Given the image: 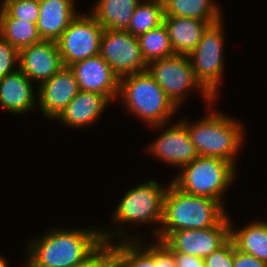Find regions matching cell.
Masks as SVG:
<instances>
[{
	"instance_id": "cell-1",
	"label": "cell",
	"mask_w": 267,
	"mask_h": 267,
	"mask_svg": "<svg viewBox=\"0 0 267 267\" xmlns=\"http://www.w3.org/2000/svg\"><path fill=\"white\" fill-rule=\"evenodd\" d=\"M100 228L54 227L27 244L25 267H77L102 245Z\"/></svg>"
},
{
	"instance_id": "cell-2",
	"label": "cell",
	"mask_w": 267,
	"mask_h": 267,
	"mask_svg": "<svg viewBox=\"0 0 267 267\" xmlns=\"http://www.w3.org/2000/svg\"><path fill=\"white\" fill-rule=\"evenodd\" d=\"M226 216L225 206L220 201L185 193L171 182L164 195L161 226L153 235L163 241L174 231L216 226Z\"/></svg>"
},
{
	"instance_id": "cell-3",
	"label": "cell",
	"mask_w": 267,
	"mask_h": 267,
	"mask_svg": "<svg viewBox=\"0 0 267 267\" xmlns=\"http://www.w3.org/2000/svg\"><path fill=\"white\" fill-rule=\"evenodd\" d=\"M181 122L187 128L199 156L219 158L236 167L237 153L245 136L243 126L237 119L212 109L194 124L184 120Z\"/></svg>"
},
{
	"instance_id": "cell-4",
	"label": "cell",
	"mask_w": 267,
	"mask_h": 267,
	"mask_svg": "<svg viewBox=\"0 0 267 267\" xmlns=\"http://www.w3.org/2000/svg\"><path fill=\"white\" fill-rule=\"evenodd\" d=\"M117 98H122L125 110L151 128L169 123L178 110L147 70L121 77Z\"/></svg>"
},
{
	"instance_id": "cell-5",
	"label": "cell",
	"mask_w": 267,
	"mask_h": 267,
	"mask_svg": "<svg viewBox=\"0 0 267 267\" xmlns=\"http://www.w3.org/2000/svg\"><path fill=\"white\" fill-rule=\"evenodd\" d=\"M231 162L219 158L198 156L181 167L172 183L181 191L224 202V193L235 180L236 169Z\"/></svg>"
},
{
	"instance_id": "cell-6",
	"label": "cell",
	"mask_w": 267,
	"mask_h": 267,
	"mask_svg": "<svg viewBox=\"0 0 267 267\" xmlns=\"http://www.w3.org/2000/svg\"><path fill=\"white\" fill-rule=\"evenodd\" d=\"M147 71L177 108L188 97V91L194 88L201 91L208 109L214 105L215 98L196 79L188 55L175 54L153 60L148 63Z\"/></svg>"
},
{
	"instance_id": "cell-7",
	"label": "cell",
	"mask_w": 267,
	"mask_h": 267,
	"mask_svg": "<svg viewBox=\"0 0 267 267\" xmlns=\"http://www.w3.org/2000/svg\"><path fill=\"white\" fill-rule=\"evenodd\" d=\"M166 190L167 187L154 179L129 189L112 214L113 222L116 225L132 222L133 225L154 223L160 226Z\"/></svg>"
},
{
	"instance_id": "cell-8",
	"label": "cell",
	"mask_w": 267,
	"mask_h": 267,
	"mask_svg": "<svg viewBox=\"0 0 267 267\" xmlns=\"http://www.w3.org/2000/svg\"><path fill=\"white\" fill-rule=\"evenodd\" d=\"M222 19L210 25L197 46L188 54L196 79L217 97L224 70V34Z\"/></svg>"
},
{
	"instance_id": "cell-9",
	"label": "cell",
	"mask_w": 267,
	"mask_h": 267,
	"mask_svg": "<svg viewBox=\"0 0 267 267\" xmlns=\"http://www.w3.org/2000/svg\"><path fill=\"white\" fill-rule=\"evenodd\" d=\"M103 31L90 13H78L56 40L64 66L98 55Z\"/></svg>"
},
{
	"instance_id": "cell-10",
	"label": "cell",
	"mask_w": 267,
	"mask_h": 267,
	"mask_svg": "<svg viewBox=\"0 0 267 267\" xmlns=\"http://www.w3.org/2000/svg\"><path fill=\"white\" fill-rule=\"evenodd\" d=\"M99 55L120 78L147 70L138 38L128 31L104 29Z\"/></svg>"
},
{
	"instance_id": "cell-11",
	"label": "cell",
	"mask_w": 267,
	"mask_h": 267,
	"mask_svg": "<svg viewBox=\"0 0 267 267\" xmlns=\"http://www.w3.org/2000/svg\"><path fill=\"white\" fill-rule=\"evenodd\" d=\"M228 214L216 226L204 229H186L171 232L164 242L173 252L205 258L230 238Z\"/></svg>"
},
{
	"instance_id": "cell-12",
	"label": "cell",
	"mask_w": 267,
	"mask_h": 267,
	"mask_svg": "<svg viewBox=\"0 0 267 267\" xmlns=\"http://www.w3.org/2000/svg\"><path fill=\"white\" fill-rule=\"evenodd\" d=\"M152 127V129L166 128L148 147L152 156L178 168L191 163L199 156L181 120L168 128L166 124Z\"/></svg>"
},
{
	"instance_id": "cell-13",
	"label": "cell",
	"mask_w": 267,
	"mask_h": 267,
	"mask_svg": "<svg viewBox=\"0 0 267 267\" xmlns=\"http://www.w3.org/2000/svg\"><path fill=\"white\" fill-rule=\"evenodd\" d=\"M69 68L73 71L80 90L96 92L110 100L118 97L120 77L99 54L75 62Z\"/></svg>"
},
{
	"instance_id": "cell-14",
	"label": "cell",
	"mask_w": 267,
	"mask_h": 267,
	"mask_svg": "<svg viewBox=\"0 0 267 267\" xmlns=\"http://www.w3.org/2000/svg\"><path fill=\"white\" fill-rule=\"evenodd\" d=\"M38 87L39 108L46 118L53 120L80 91L73 71L65 66Z\"/></svg>"
},
{
	"instance_id": "cell-15",
	"label": "cell",
	"mask_w": 267,
	"mask_h": 267,
	"mask_svg": "<svg viewBox=\"0 0 267 267\" xmlns=\"http://www.w3.org/2000/svg\"><path fill=\"white\" fill-rule=\"evenodd\" d=\"M19 69L40 85L63 67L56 41L42 40L19 50Z\"/></svg>"
},
{
	"instance_id": "cell-16",
	"label": "cell",
	"mask_w": 267,
	"mask_h": 267,
	"mask_svg": "<svg viewBox=\"0 0 267 267\" xmlns=\"http://www.w3.org/2000/svg\"><path fill=\"white\" fill-rule=\"evenodd\" d=\"M110 102L107 96L80 90L56 120L72 129L88 127L100 118Z\"/></svg>"
},
{
	"instance_id": "cell-17",
	"label": "cell",
	"mask_w": 267,
	"mask_h": 267,
	"mask_svg": "<svg viewBox=\"0 0 267 267\" xmlns=\"http://www.w3.org/2000/svg\"><path fill=\"white\" fill-rule=\"evenodd\" d=\"M33 82L20 70L0 79V105L12 114H23L35 107Z\"/></svg>"
},
{
	"instance_id": "cell-18",
	"label": "cell",
	"mask_w": 267,
	"mask_h": 267,
	"mask_svg": "<svg viewBox=\"0 0 267 267\" xmlns=\"http://www.w3.org/2000/svg\"><path fill=\"white\" fill-rule=\"evenodd\" d=\"M74 0H39L37 29L42 40L56 41L78 15Z\"/></svg>"
},
{
	"instance_id": "cell-19",
	"label": "cell",
	"mask_w": 267,
	"mask_h": 267,
	"mask_svg": "<svg viewBox=\"0 0 267 267\" xmlns=\"http://www.w3.org/2000/svg\"><path fill=\"white\" fill-rule=\"evenodd\" d=\"M163 23L168 30L174 53L188 55L202 39L206 29L217 22H204L194 18L164 16Z\"/></svg>"
},
{
	"instance_id": "cell-20",
	"label": "cell",
	"mask_w": 267,
	"mask_h": 267,
	"mask_svg": "<svg viewBox=\"0 0 267 267\" xmlns=\"http://www.w3.org/2000/svg\"><path fill=\"white\" fill-rule=\"evenodd\" d=\"M140 2L141 0H97L90 14L103 29L126 31Z\"/></svg>"
},
{
	"instance_id": "cell-21",
	"label": "cell",
	"mask_w": 267,
	"mask_h": 267,
	"mask_svg": "<svg viewBox=\"0 0 267 267\" xmlns=\"http://www.w3.org/2000/svg\"><path fill=\"white\" fill-rule=\"evenodd\" d=\"M235 230L230 219V238L236 249L267 263V222L255 220Z\"/></svg>"
},
{
	"instance_id": "cell-22",
	"label": "cell",
	"mask_w": 267,
	"mask_h": 267,
	"mask_svg": "<svg viewBox=\"0 0 267 267\" xmlns=\"http://www.w3.org/2000/svg\"><path fill=\"white\" fill-rule=\"evenodd\" d=\"M103 230L101 231L103 241L111 243L113 238L122 236V265L123 267H155V262H154V244L152 243L150 246L146 245L147 248H144L142 240L140 239L141 236L139 237H133V236H128L125 234V231L123 230ZM117 235V236H115ZM115 236V237H114ZM139 239V240H138Z\"/></svg>"
},
{
	"instance_id": "cell-23",
	"label": "cell",
	"mask_w": 267,
	"mask_h": 267,
	"mask_svg": "<svg viewBox=\"0 0 267 267\" xmlns=\"http://www.w3.org/2000/svg\"><path fill=\"white\" fill-rule=\"evenodd\" d=\"M164 16L194 18L204 22H219L221 8L212 0H162Z\"/></svg>"
},
{
	"instance_id": "cell-24",
	"label": "cell",
	"mask_w": 267,
	"mask_h": 267,
	"mask_svg": "<svg viewBox=\"0 0 267 267\" xmlns=\"http://www.w3.org/2000/svg\"><path fill=\"white\" fill-rule=\"evenodd\" d=\"M0 36L18 50L42 41L36 24L12 18L2 7Z\"/></svg>"
},
{
	"instance_id": "cell-25",
	"label": "cell",
	"mask_w": 267,
	"mask_h": 267,
	"mask_svg": "<svg viewBox=\"0 0 267 267\" xmlns=\"http://www.w3.org/2000/svg\"><path fill=\"white\" fill-rule=\"evenodd\" d=\"M145 1V2H144ZM141 0L131 16L128 31L138 37L163 23L164 5L162 0Z\"/></svg>"
},
{
	"instance_id": "cell-26",
	"label": "cell",
	"mask_w": 267,
	"mask_h": 267,
	"mask_svg": "<svg viewBox=\"0 0 267 267\" xmlns=\"http://www.w3.org/2000/svg\"><path fill=\"white\" fill-rule=\"evenodd\" d=\"M137 38L142 56L147 64L153 60L175 55L170 43L168 30L164 23L157 28L141 34Z\"/></svg>"
},
{
	"instance_id": "cell-27",
	"label": "cell",
	"mask_w": 267,
	"mask_h": 267,
	"mask_svg": "<svg viewBox=\"0 0 267 267\" xmlns=\"http://www.w3.org/2000/svg\"><path fill=\"white\" fill-rule=\"evenodd\" d=\"M0 6L12 17L37 24L39 0H2Z\"/></svg>"
},
{
	"instance_id": "cell-28",
	"label": "cell",
	"mask_w": 267,
	"mask_h": 267,
	"mask_svg": "<svg viewBox=\"0 0 267 267\" xmlns=\"http://www.w3.org/2000/svg\"><path fill=\"white\" fill-rule=\"evenodd\" d=\"M103 242L97 249V267H123L122 265V240L117 244Z\"/></svg>"
},
{
	"instance_id": "cell-29",
	"label": "cell",
	"mask_w": 267,
	"mask_h": 267,
	"mask_svg": "<svg viewBox=\"0 0 267 267\" xmlns=\"http://www.w3.org/2000/svg\"><path fill=\"white\" fill-rule=\"evenodd\" d=\"M17 63H19V50L0 36V79L17 71L19 69Z\"/></svg>"
},
{
	"instance_id": "cell-30",
	"label": "cell",
	"mask_w": 267,
	"mask_h": 267,
	"mask_svg": "<svg viewBox=\"0 0 267 267\" xmlns=\"http://www.w3.org/2000/svg\"><path fill=\"white\" fill-rule=\"evenodd\" d=\"M206 267H233V240L229 238L221 247L204 258Z\"/></svg>"
},
{
	"instance_id": "cell-31",
	"label": "cell",
	"mask_w": 267,
	"mask_h": 267,
	"mask_svg": "<svg viewBox=\"0 0 267 267\" xmlns=\"http://www.w3.org/2000/svg\"><path fill=\"white\" fill-rule=\"evenodd\" d=\"M155 267H176L174 252L162 241L154 243Z\"/></svg>"
},
{
	"instance_id": "cell-32",
	"label": "cell",
	"mask_w": 267,
	"mask_h": 267,
	"mask_svg": "<svg viewBox=\"0 0 267 267\" xmlns=\"http://www.w3.org/2000/svg\"><path fill=\"white\" fill-rule=\"evenodd\" d=\"M233 267H267V263L236 249L233 242Z\"/></svg>"
},
{
	"instance_id": "cell-33",
	"label": "cell",
	"mask_w": 267,
	"mask_h": 267,
	"mask_svg": "<svg viewBox=\"0 0 267 267\" xmlns=\"http://www.w3.org/2000/svg\"><path fill=\"white\" fill-rule=\"evenodd\" d=\"M174 258L176 267H206L204 259L197 256L174 252Z\"/></svg>"
},
{
	"instance_id": "cell-34",
	"label": "cell",
	"mask_w": 267,
	"mask_h": 267,
	"mask_svg": "<svg viewBox=\"0 0 267 267\" xmlns=\"http://www.w3.org/2000/svg\"><path fill=\"white\" fill-rule=\"evenodd\" d=\"M77 267H97V250L88 260H86L83 264Z\"/></svg>"
},
{
	"instance_id": "cell-35",
	"label": "cell",
	"mask_w": 267,
	"mask_h": 267,
	"mask_svg": "<svg viewBox=\"0 0 267 267\" xmlns=\"http://www.w3.org/2000/svg\"><path fill=\"white\" fill-rule=\"evenodd\" d=\"M7 260L3 258V256L1 257L0 255V267H8L7 265Z\"/></svg>"
}]
</instances>
